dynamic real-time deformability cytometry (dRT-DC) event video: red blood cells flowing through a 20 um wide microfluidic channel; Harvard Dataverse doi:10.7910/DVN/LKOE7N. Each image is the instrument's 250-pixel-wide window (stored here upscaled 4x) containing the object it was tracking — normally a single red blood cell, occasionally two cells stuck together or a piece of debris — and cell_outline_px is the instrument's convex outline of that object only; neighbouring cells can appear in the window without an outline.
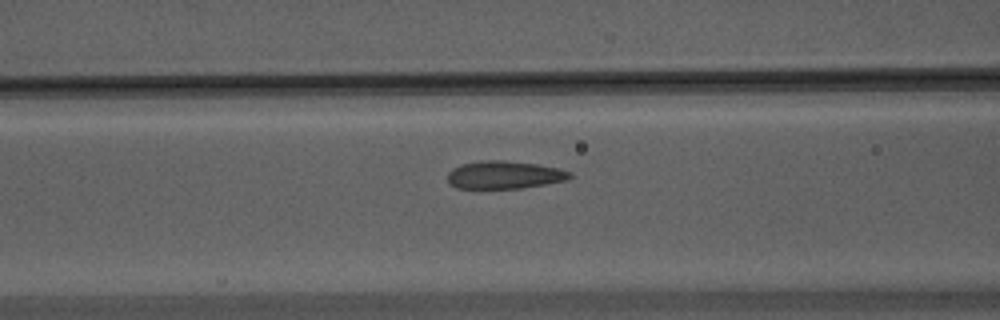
{"species": "Egyptian fruit bat (a non-hibernating species)", "species_latin": "Rousettus aegyptiacus", "temperature_condition": "warm", "stored_images_in_passage": 43, "camera_frame_rate_fps": 3000, "um_per_image_px": 0.085, "animal": {"sex": "male"}, "frame": {"image": 1, "passage_image": 10, "time_ms": 3.0, "image_size_px": [1000, 320], "cell_outline_px": [[572, 176], [568, 180], [520, 188], [456, 188], [448, 184], [448, 172], [452, 168], [460, 164], [480, 160], [500, 160], [536, 164], [560, 168], [572, 172]], "centroid_in_image_um": [42.85, 14.86], "position_along_channel_um": 123.7, "area_um2": 19.94}}
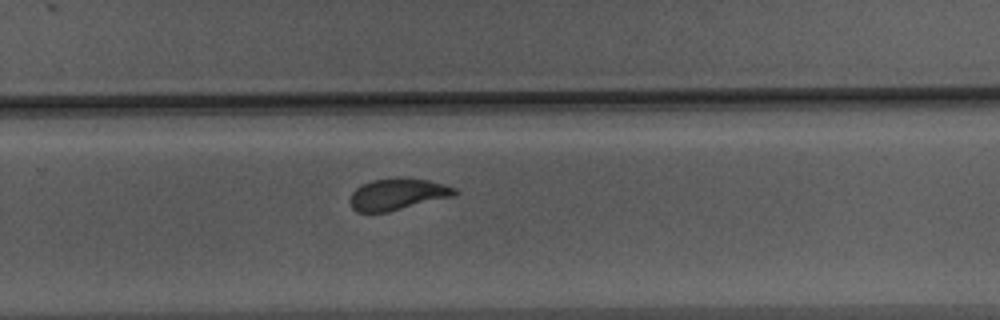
{"frame": {"image": 2, "passage_image": 24, "time_ms": 7.667, "image_size_px": [1000, 320], "cell_outline_px": [[456, 192], [452, 196], [388, 212], [356, 212], [352, 208], [348, 200], [352, 192], [360, 184], [372, 180], [396, 176], [428, 180], [444, 184], [456, 188]], "centroid_in_image_um": [33.72, 16.49], "position_along_channel_um": 296.1, "area_um2": 19.42}}
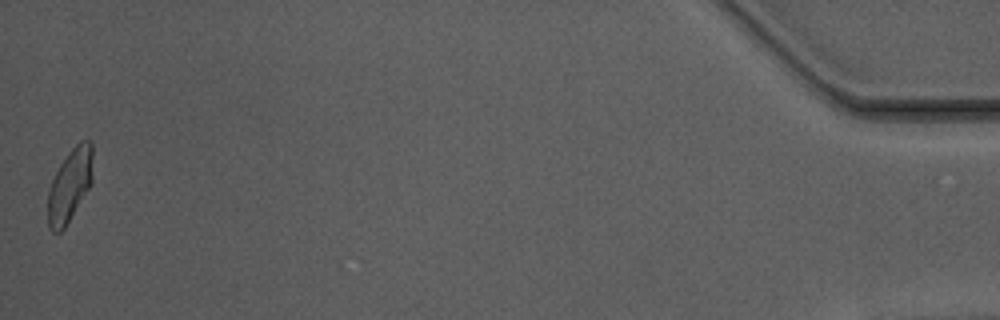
{"frame": {"image": 3, "passage_image": 43, "time_ms": 14.0, "image_size_px": [1000, 320], "cell_outline_px": [[92, 184], [64, 228], [60, 232], [52, 232], [48, 228], [48, 188], [60, 164], [68, 152], [80, 140], [88, 140], [92, 144]], "centroid_in_image_um": [5.93, 15.75], "position_along_channel_um": 429.3, "area_um2": 19.13}, "authors_computed_cell_mechanics": {"area_um2": 19.7098, "velocity_mm_per_s": 3.7019, "shape_relaxation_time_tau1_ms": 7.2196, "shape_relaxation_time_tau2_ms": 0.8484, "deformation_change_tau1": 0.1752, "deformation_change_tau2": 0.072}}